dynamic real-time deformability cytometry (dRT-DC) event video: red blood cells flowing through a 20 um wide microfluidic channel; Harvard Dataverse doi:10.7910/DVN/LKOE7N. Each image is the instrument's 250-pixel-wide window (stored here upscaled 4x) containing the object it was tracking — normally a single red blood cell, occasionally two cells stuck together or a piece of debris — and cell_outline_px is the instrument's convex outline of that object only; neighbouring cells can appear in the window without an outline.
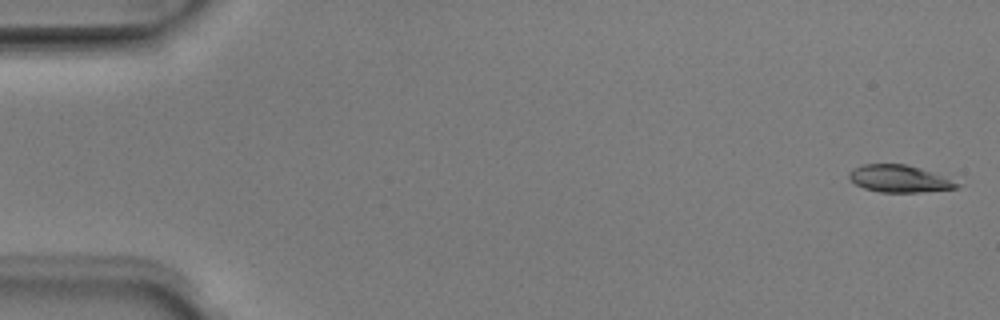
{"species": "Egyptian fruit bat (a non-hibernating species)", "species_latin": "Rousettus aegyptiacus", "temperature_condition": "room temperature", "stored_images_in_passage": 5, "camera_frame_rate_fps": 3000, "um_per_image_px": 0.085, "animal": {"sex": "male"}, "frame": {"image": 1, "passage_image": 1, "time_ms": 0.0, "image_size_px": [1000, 320], "cell_outline_px": [[964, 184], [960, 188], [920, 192], [880, 192], [864, 188], [856, 184], [848, 176], [848, 172], [852, 168], [864, 164], [908, 164], [932, 172]], "centroid_in_image_um": [76.47, 15.19], "position_along_channel_um": 8.5, "area_um2": 17.17}}
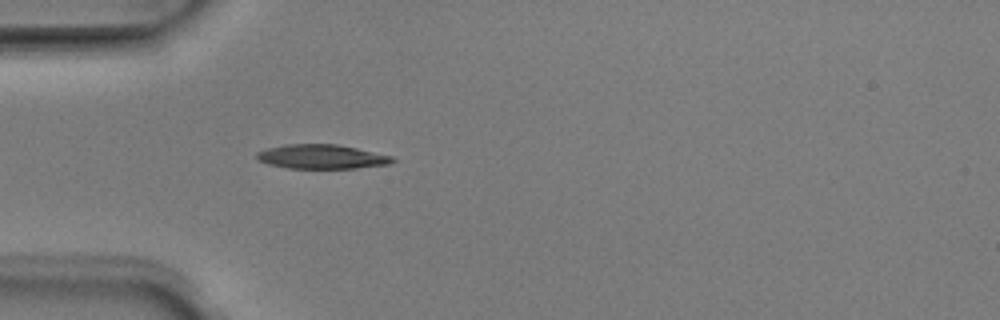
{"frame": {"image": 2, "passage_image": 5, "time_ms": 1.333, "image_size_px": [1000, 320], "cell_outline_px": [[396, 160], [388, 164], [356, 168], [288, 168], [268, 164], [260, 160], [256, 156], [256, 152], [268, 148], [284, 144], [336, 144], [356, 148], [392, 156]], "centroid_in_image_um": [27.33, 13.31], "position_along_channel_um": 57.7, "area_um2": 19.02}}